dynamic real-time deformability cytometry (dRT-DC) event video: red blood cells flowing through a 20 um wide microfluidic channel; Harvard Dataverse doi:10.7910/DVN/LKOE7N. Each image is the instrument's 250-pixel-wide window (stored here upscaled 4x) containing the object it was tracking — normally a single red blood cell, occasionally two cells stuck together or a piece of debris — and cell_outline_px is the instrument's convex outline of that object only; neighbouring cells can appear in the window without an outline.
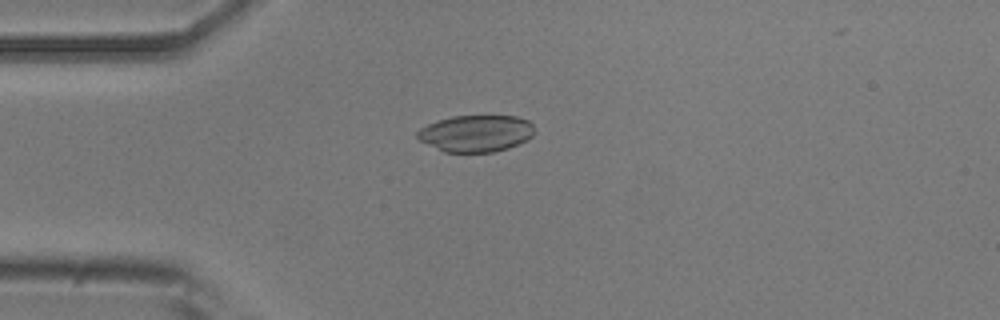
{"species": "common noctule bat (a hibernating species)", "species_latin": "Nyctalus noctula", "temperature_condition": "room temperature", "stored_images_in_passage": 30, "camera_frame_rate_fps": 3000, "um_per_image_px": 0.085, "animal": {"sex": "male", "body_mass_g": 20.5, "forearm_length_mm": 52.5}, "frame": {"image": 1, "passage_image": 1, "time_ms": 0.0, "image_size_px": [1000, 320], "cell_outline_px": [[532, 136], [528, 140], [508, 148], [492, 152], [444, 152], [420, 140], [416, 136], [416, 132], [420, 128], [436, 120], [452, 116], [516, 116], [528, 120], [532, 124]], "centroid_in_image_um": [40.44, 11.33], "position_along_channel_um": 44.6, "area_um2": 25.03}}
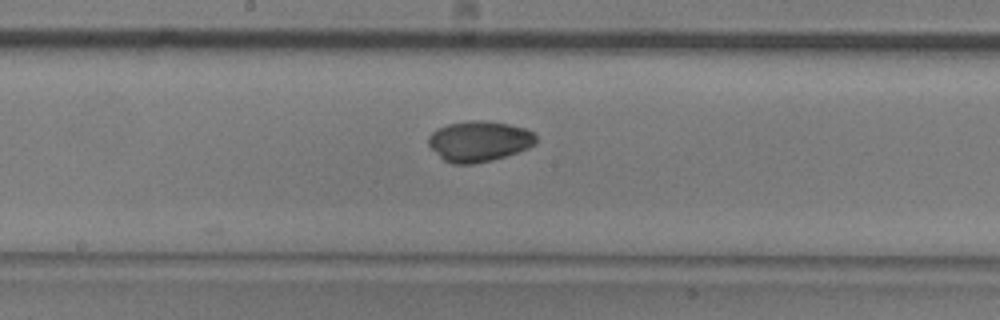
{"frame": {"image": 2, "passage_image": 15, "time_ms": 4.667, "image_size_px": [1000, 320], "cell_outline_px": [[536, 144], [528, 148], [492, 160], [472, 164], [452, 164], [444, 160], [428, 144], [428, 136], [436, 128], [448, 124], [468, 120], [484, 120], [508, 124], [524, 128], [532, 132], [536, 136]], "centroid_in_image_um": [40.7, 11.99], "position_along_channel_um": 207.5, "area_um2": 25.37}}
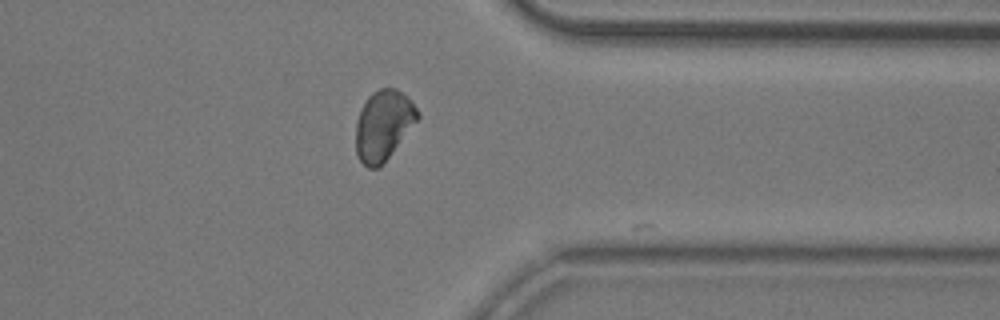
{"frame": {"image": 3, "passage_image": 29, "time_ms": 9.333, "image_size_px": [1000, 320], "cell_outline_px": [[420, 116], [388, 156], [376, 168], [368, 168], [360, 160], [356, 152], [356, 120], [360, 108], [368, 96], [372, 92], [380, 88], [396, 88], [420, 112]], "centroid_in_image_um": [32.54, 10.61], "position_along_channel_um": 378.9, "area_um2": 24.57}, "authors_computed_cell_mechanics": {"area_um2": 25.1719, "velocity_mm_per_s": 3.8412, "shape_relaxation_time_tau1_ms": 3.9017, "shape_relaxation_time_tau2_ms": null, "deformation_change_tau1": 0.1289, "deformation_change_tau2": null}}